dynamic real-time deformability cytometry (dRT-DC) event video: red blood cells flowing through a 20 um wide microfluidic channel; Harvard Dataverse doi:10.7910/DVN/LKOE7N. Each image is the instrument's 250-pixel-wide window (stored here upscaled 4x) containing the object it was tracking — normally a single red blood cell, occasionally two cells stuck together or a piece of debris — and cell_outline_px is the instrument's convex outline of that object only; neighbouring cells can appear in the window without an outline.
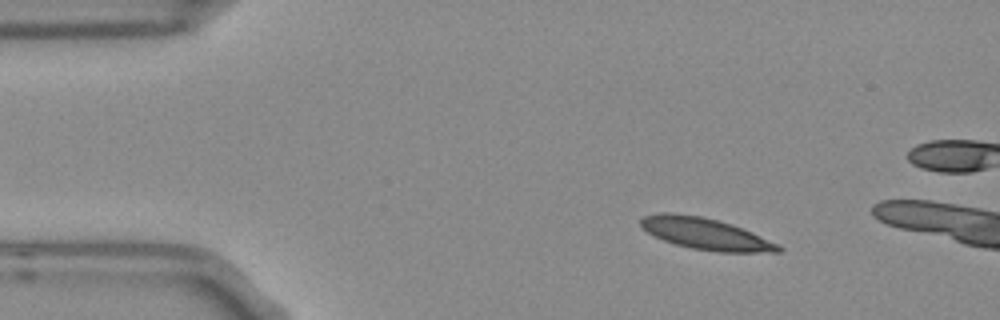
{"species": "Egyptian fruit bat (a non-hibernating species)", "species_latin": "Rousettus aegyptiacus", "temperature_condition": "room temperature", "stored_images_in_passage": 5, "camera_frame_rate_fps": 3000, "um_per_image_px": 0.085, "frame": {"image": 1, "passage_image": 2, "time_ms": 0.333, "image_size_px": [1000, 320], "cell_outline_px": [[784, 248], [780, 252], [720, 252], [692, 248], [676, 244], [664, 240], [640, 228], [640, 220], [644, 216], [664, 212], [672, 212], [700, 216], [732, 224], [752, 232], [780, 244]], "centroid_in_image_um": [60.0, 19.87], "position_along_channel_um": 25.0, "area_um2": 25.2}}